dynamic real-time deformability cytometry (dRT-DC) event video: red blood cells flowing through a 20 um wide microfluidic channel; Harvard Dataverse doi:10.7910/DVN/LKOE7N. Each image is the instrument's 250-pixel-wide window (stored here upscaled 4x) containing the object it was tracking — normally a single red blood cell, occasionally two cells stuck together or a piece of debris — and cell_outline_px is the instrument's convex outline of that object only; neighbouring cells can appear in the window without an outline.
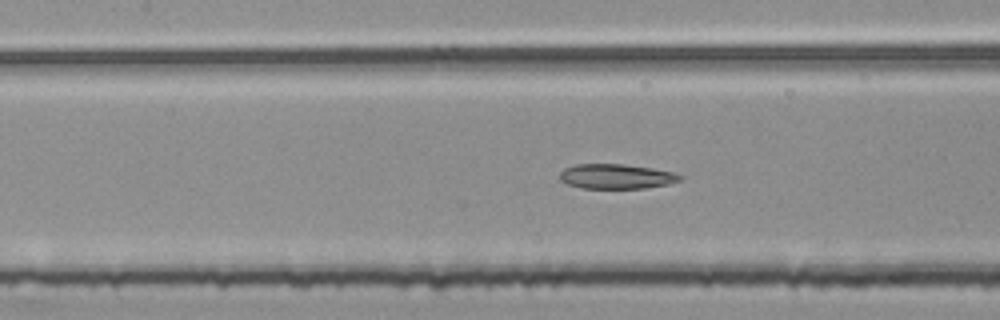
{"species": "common noctule bat (a hibernating species)", "species_latin": "Nyctalus noctula", "temperature_condition": "room temperature", "stored_images_in_passage": 54, "segment_of_instrument_passage": [2, 2], "camera_frame_rate_fps": 3000, "um_per_image_px": 0.085, "animal": {"sex": "female", "body_mass_g": 25.1}, "frame": {"image": 1, "passage_image": 25, "time_ms": 8.0, "image_size_px": [1000, 320], "cell_outline_px": [[684, 176], [680, 180], [668, 184], [644, 188], [580, 188], [568, 184], [560, 180], [560, 172], [564, 168], [576, 164], [624, 164], [652, 168], [676, 172]], "centroid_in_image_um": [52.4, 14.99], "position_along_channel_um": 155.0, "area_um2": 17.46}}
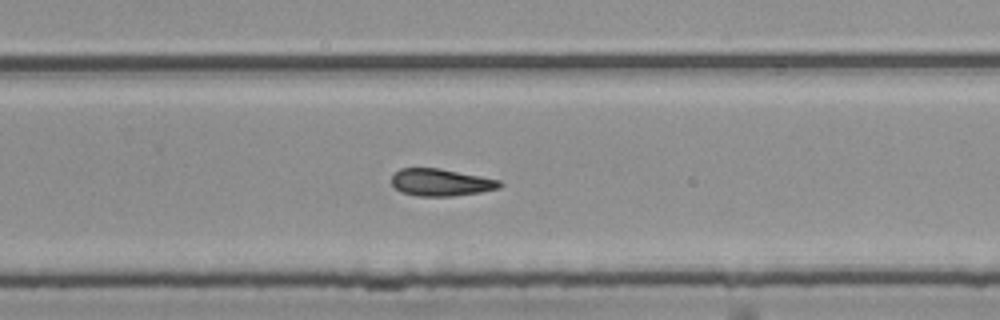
{"frame": {"image": 2, "passage_image": 36, "time_ms": 11.667, "image_size_px": [1000, 320], "cell_outline_px": [[504, 184], [500, 188], [480, 192], [452, 196], [416, 196], [400, 192], [392, 184], [392, 176], [400, 168], [440, 168], [500, 180]], "centroid_in_image_um": [37.48, 15.5], "position_along_channel_um": 292.3, "area_um2": 17.17}}
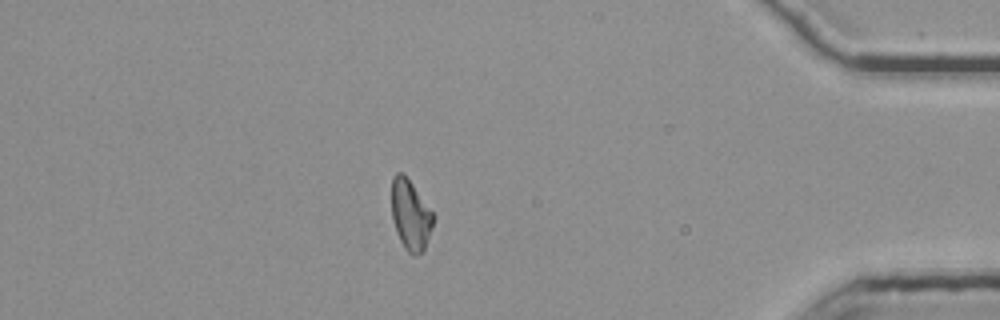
{"frame": {"image": 3, "passage_image": 48, "time_ms": 15.667, "image_size_px": [1000, 320], "cell_outline_px": [[436, 216], [432, 228], [424, 248], [416, 256], [412, 256], [404, 248], [396, 232], [392, 216], [392, 176], [396, 172], [404, 172]], "centroid_in_image_um": [34.9, 18.24], "position_along_channel_um": 400.3, "area_um2": 17.22}}